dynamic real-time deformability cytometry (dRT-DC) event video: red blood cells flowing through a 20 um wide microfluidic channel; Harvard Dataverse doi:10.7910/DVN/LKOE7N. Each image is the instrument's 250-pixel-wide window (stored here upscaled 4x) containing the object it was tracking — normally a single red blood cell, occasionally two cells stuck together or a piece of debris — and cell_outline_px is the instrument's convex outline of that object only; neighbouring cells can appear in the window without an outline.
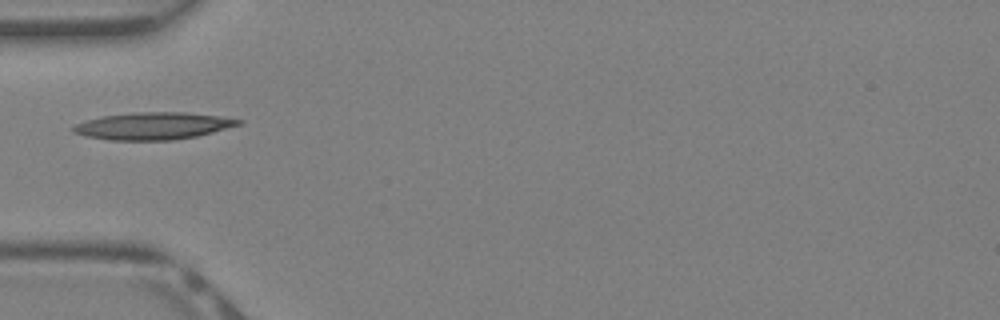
{"species": "Egyptian fruit bat (a non-hibernating species)", "species_latin": "Rousettus aegyptiacus", "temperature_condition": "warm", "stored_images_in_passage": 25, "camera_frame_rate_fps": 3000, "um_per_image_px": 0.085, "animal": {"sex": "female"}, "frame": {"image": 1, "passage_image": 1, "time_ms": 0.0, "image_size_px": [1000, 320], "cell_outline_px": [[244, 120], [240, 124], [212, 132], [196, 136], [172, 140], [108, 140], [88, 136], [72, 132], [72, 128], [76, 124], [100, 116], [136, 112], [188, 112]], "centroid_in_image_um": [12.99, 10.7], "position_along_channel_um": 72.0, "area_um2": 25.89}}
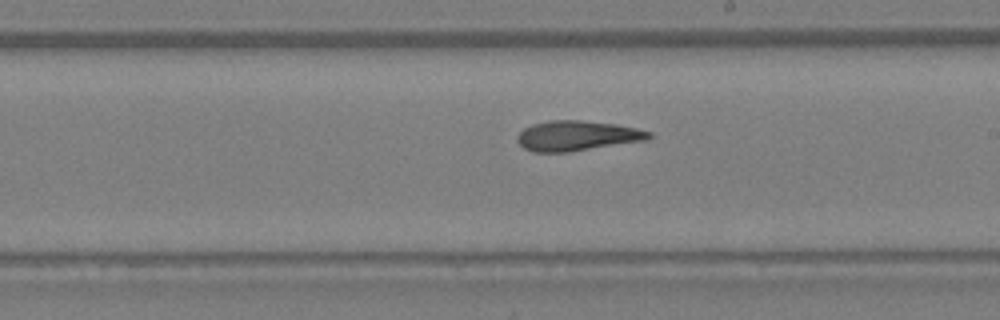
{"frame": {"image": 2, "passage_image": 11, "time_ms": 3.333, "image_size_px": [1000, 320], "cell_outline_px": [[652, 136], [648, 140], [568, 152], [532, 152], [524, 148], [516, 140], [516, 136], [524, 128], [532, 124], [552, 120], [580, 120], [616, 124], [636, 128], [652, 132]], "centroid_in_image_um": [49.05, 11.54], "position_along_channel_um": 239.9, "area_um2": 23.12}}
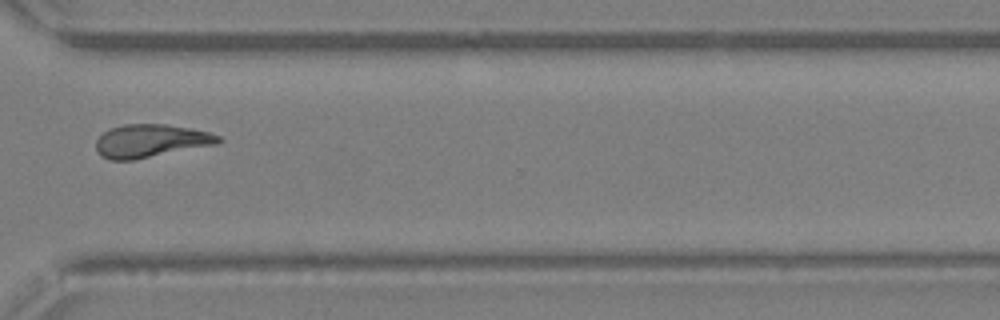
{"frame": {"image": 3, "passage_image": 18, "time_ms": 5.667, "image_size_px": [1000, 320], "cell_outline_px": [[224, 140], [216, 144], [132, 160], [108, 160], [96, 148], [96, 140], [104, 132], [112, 128], [124, 124], [164, 124], [192, 128], [208, 132], [220, 136]], "centroid_in_image_um": [12.84, 11.96], "position_along_channel_um": 357.8, "area_um2": 23.29}}